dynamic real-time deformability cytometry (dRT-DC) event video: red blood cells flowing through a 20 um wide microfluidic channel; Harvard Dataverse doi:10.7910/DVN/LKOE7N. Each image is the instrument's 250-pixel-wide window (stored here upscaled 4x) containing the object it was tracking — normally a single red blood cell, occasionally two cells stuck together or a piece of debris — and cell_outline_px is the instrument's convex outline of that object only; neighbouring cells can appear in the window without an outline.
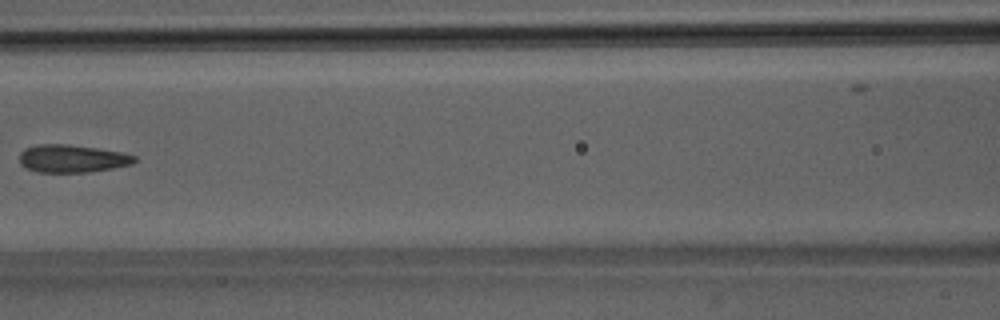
{"species": "Egyptian fruit bat (a non-hibernating species)", "species_latin": "Rousettus aegyptiacus", "temperature_condition": "room temperature", "stored_images_in_passage": 8, "camera_frame_rate_fps": 3000, "um_per_image_px": 0.085, "animal": {"sex": "male"}, "frame": {"image": 1, "passage_image": 6, "time_ms": 6.667, "image_size_px": [1000, 320], "cell_outline_px": [[136, 160], [132, 164], [112, 168], [88, 172], [36, 172], [20, 164], [20, 152], [24, 148], [40, 144], [68, 144], [96, 148], [120, 152], [136, 156]], "centroid_in_image_um": [6.11, 13.48], "position_along_channel_um": 160.5, "area_um2": 18.5}}